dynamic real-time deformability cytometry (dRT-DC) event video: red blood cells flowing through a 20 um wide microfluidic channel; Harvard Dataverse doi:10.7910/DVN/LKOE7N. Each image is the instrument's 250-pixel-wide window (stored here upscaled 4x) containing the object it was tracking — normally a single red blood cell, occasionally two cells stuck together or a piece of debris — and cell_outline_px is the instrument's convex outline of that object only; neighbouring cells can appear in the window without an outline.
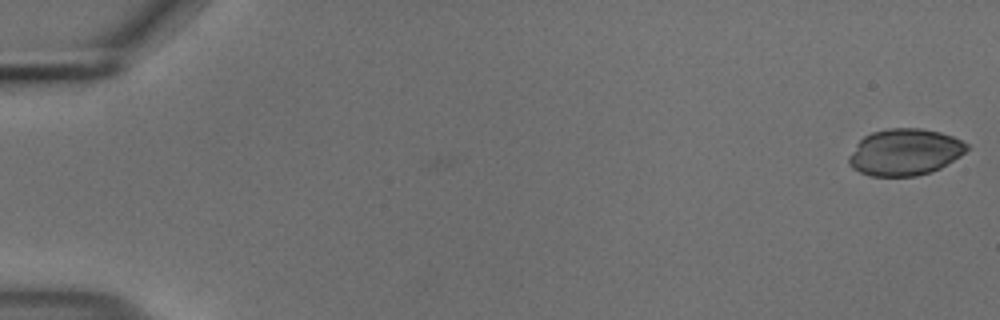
{"species": "common noctule bat (a hibernating species)", "species_latin": "Nyctalus noctula", "temperature_condition": "cold", "stored_images_in_passage": 14, "camera_frame_rate_fps": 3000, "um_per_image_px": 0.085, "animal": {"sex": "male", "body_mass_g": 18.8}, "frame": {"image": 1, "passage_image": 1, "time_ms": 0.0, "image_size_px": [1000, 320], "cell_outline_px": [[968, 148], [960, 156], [940, 168], [932, 172], [916, 176], [868, 176], [852, 168], [848, 164], [848, 156], [856, 144], [864, 136], [872, 132], [888, 128], [920, 128], [940, 132], [952, 136], [968, 144]], "centroid_in_image_um": [76.88, 12.93], "position_along_channel_um": 8.1, "area_um2": 32.14}}
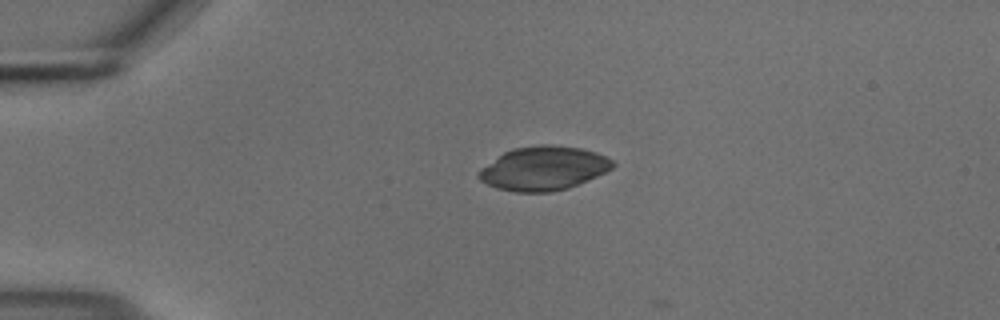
{"frame": {"image": 2, "passage_image": 13, "time_ms": 4.0, "image_size_px": [1000, 320], "cell_outline_px": [[616, 164], [612, 168], [596, 176], [568, 188], [552, 192], [516, 192], [496, 188], [480, 180], [476, 176], [480, 168], [504, 152], [512, 148], [540, 144], [552, 144], [580, 148], [596, 152], [612, 160]], "centroid_in_image_um": [46.17, 14.3], "position_along_channel_um": 38.8, "area_um2": 34.28}}